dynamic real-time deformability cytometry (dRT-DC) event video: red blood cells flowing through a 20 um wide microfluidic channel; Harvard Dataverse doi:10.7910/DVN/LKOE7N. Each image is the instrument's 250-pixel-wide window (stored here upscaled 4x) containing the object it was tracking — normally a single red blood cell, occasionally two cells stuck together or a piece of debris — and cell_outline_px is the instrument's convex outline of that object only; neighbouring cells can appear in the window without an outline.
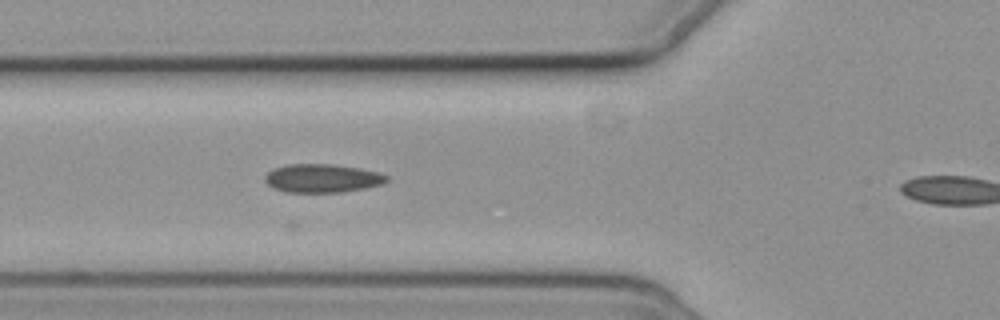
{"species": "common noctule bat (a hibernating species)", "species_latin": "Nyctalus noctula", "temperature_condition": "cold", "stored_images_in_passage": 4, "segment_of_instrument_passage": [1, 2], "camera_frame_rate_fps": 3000, "um_per_image_px": 0.085, "animal": {"sex": "female", "body_mass_g": 19.3, "forearm_length_mm": 54.1}, "frame": {"image": 1, "passage_image": 3, "time_ms": 2.333, "image_size_px": [1000, 320], "cell_outline_px": [[388, 180], [384, 184], [364, 188], [340, 192], [288, 192], [272, 188], [264, 180], [264, 176], [272, 168], [288, 164], [332, 164], [360, 168], [376, 172], [388, 176]], "centroid_in_image_um": [27.36, 15.15], "position_along_channel_um": 98.4, "area_um2": 20.23}}